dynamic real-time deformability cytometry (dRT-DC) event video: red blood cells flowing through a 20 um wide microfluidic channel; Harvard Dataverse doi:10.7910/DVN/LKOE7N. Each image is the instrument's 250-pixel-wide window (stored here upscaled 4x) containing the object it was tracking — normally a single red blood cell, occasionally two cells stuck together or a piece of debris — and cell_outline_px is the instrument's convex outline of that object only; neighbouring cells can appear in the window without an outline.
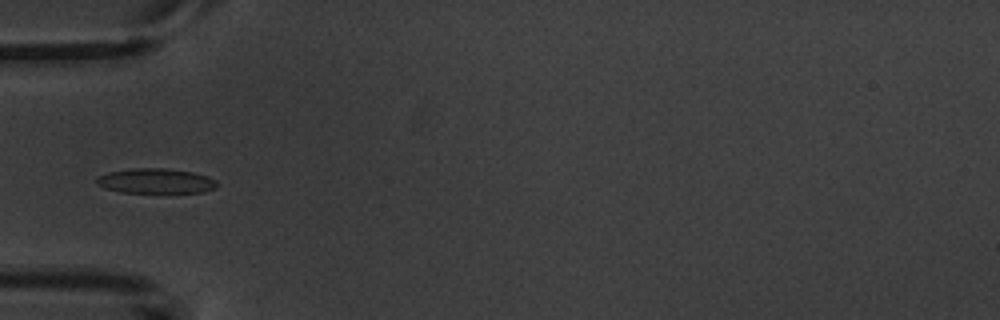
{"species": "common noctule bat (a hibernating species)", "species_latin": "Nyctalus noctula", "temperature_condition": "warm", "stored_images_in_passage": 5, "camera_frame_rate_fps": 3000, "um_per_image_px": 0.085, "animal": {"sex": "male", "body_mass_g": 20.1, "forearm_length_mm": 53.5}, "frame": {"image": 1, "passage_image": 5, "time_ms": 6.0, "image_size_px": [1000, 320], "cell_outline_px": [[216, 188], [204, 192], [168, 196], [120, 192], [104, 188], [96, 184], [96, 176], [108, 172], [132, 168], [164, 168], [192, 172], [208, 176], [216, 180]], "centroid_in_image_um": [13.25, 15.44], "position_along_channel_um": 71.7, "area_um2": 18.73}}